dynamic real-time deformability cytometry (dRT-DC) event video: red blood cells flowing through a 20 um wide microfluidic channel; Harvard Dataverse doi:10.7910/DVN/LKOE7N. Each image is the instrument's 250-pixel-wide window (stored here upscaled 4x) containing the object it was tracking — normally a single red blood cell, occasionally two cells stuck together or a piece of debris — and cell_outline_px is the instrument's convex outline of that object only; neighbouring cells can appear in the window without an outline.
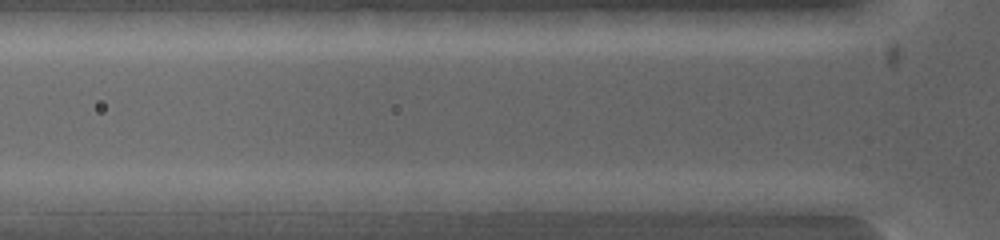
{"species": "common noctule bat (a hibernating species)", "species_latin": "Nyctalus noctula", "temperature_condition": "warm", "stored_images_in_passage": 2, "camera_frame_rate_fps": 5000, "um_per_image_px": 0.085, "animal": {"sex": "female", "body_mass_g": 19.0, "forearm_length_mm": 53.3}, "frame": {"image": 1, "passage_image": 2, "time_ms": 0.2, "image_size_px": [1000, 240], "cell_outline_px": [[740, 200], [732, 208], [652, 208], [628, 200], [628, 192], [732, 192]], "centroid_in_image_um": [58.2, 16.97], "position_along_channel_um": 67.6, "area_um2": 11.79}}